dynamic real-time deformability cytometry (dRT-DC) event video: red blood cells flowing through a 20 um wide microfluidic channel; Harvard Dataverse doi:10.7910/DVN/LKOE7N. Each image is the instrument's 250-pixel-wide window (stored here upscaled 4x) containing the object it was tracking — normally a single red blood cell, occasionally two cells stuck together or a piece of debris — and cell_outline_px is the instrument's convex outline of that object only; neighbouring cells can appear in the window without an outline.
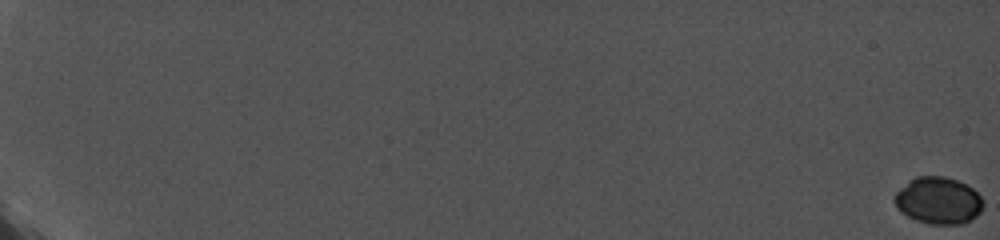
{"species": "common noctule bat (a hibernating species)", "species_latin": "Nyctalus noctula", "temperature_condition": "cold", "stored_images_in_passage": 94, "camera_frame_rate_fps": 5000, "um_per_image_px": 0.085, "animal": {"sex": "female", "body_mass_g": 19.0, "forearm_length_mm": 56.7}, "frame": {"image": 1, "passage_image": 1, "time_ms": 0.0, "image_size_px": [1000, 240], "cell_outline_px": [[984, 204], [980, 212], [972, 220], [960, 224], [932, 224], [916, 220], [900, 212], [896, 208], [892, 200], [896, 192], [908, 180], [916, 176], [944, 176], [956, 180], [972, 188], [984, 200]], "centroid_in_image_um": [79.73, 17.05], "position_along_channel_um": 5.3, "area_um2": 24.45}}
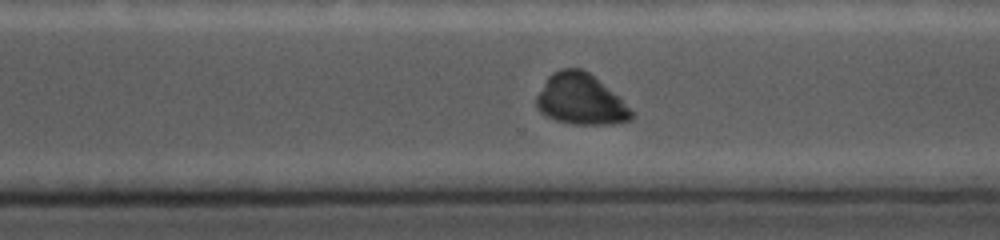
{"frame": {"image": 2, "passage_image": 78, "time_ms": 15.4, "image_size_px": [1000, 240], "cell_outline_px": [[636, 116], [632, 120], [620, 124], [572, 124], [556, 120], [544, 116], [536, 108], [536, 96], [548, 76], [552, 72], [560, 68], [580, 68], [588, 72], [636, 112]], "centroid_in_image_um": [49.36, 8.48], "position_along_channel_um": 321.2, "area_um2": 28.38}}
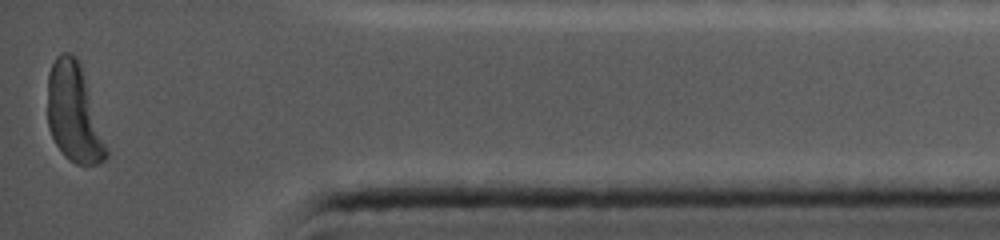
{"frame": {"image": 3, "passage_image": 94, "time_ms": 18.6, "image_size_px": [1000, 240], "cell_outline_px": [[108, 156], [104, 160], [96, 164], [76, 164], [68, 160], [64, 156], [56, 144], [48, 128], [48, 72], [56, 56], [60, 52], [68, 52], [76, 56], [80, 60], [108, 152]], "centroid_in_image_um": [6.26, 9.59], "position_along_channel_um": 428.9, "area_um2": 33.58}, "authors_computed_cell_mechanics": {"area_um2": 28.3509, "velocity_mm_per_s": 3.768, "shape_relaxation_time_tau1_ms": 2.1439, "shape_relaxation_time_tau2_ms": null, "deformation_change_tau1": 0.1313, "deformation_change_tau2": null}}